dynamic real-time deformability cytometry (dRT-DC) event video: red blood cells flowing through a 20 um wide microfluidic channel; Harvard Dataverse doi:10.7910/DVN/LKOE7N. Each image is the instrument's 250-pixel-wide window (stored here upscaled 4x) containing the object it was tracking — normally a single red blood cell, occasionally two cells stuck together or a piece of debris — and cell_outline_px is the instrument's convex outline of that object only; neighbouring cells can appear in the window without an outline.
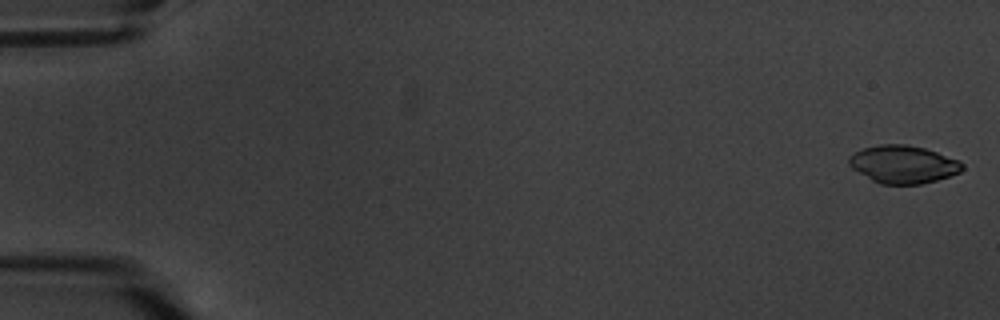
{"species": "common noctule bat (a hibernating species)", "species_latin": "Nyctalus noctula", "temperature_condition": "warm", "stored_images_in_passage": 8, "camera_frame_rate_fps": 3000, "um_per_image_px": 0.085, "animal": {"sex": "male", "body_mass_g": 20.1, "forearm_length_mm": 53.5}, "frame": {"image": 1, "passage_image": 1, "time_ms": 0.0, "image_size_px": [1000, 320], "cell_outline_px": [[964, 168], [960, 172], [936, 180], [920, 184], [880, 184], [872, 180], [852, 168], [848, 164], [848, 156], [864, 148], [880, 144], [908, 144], [924, 148], [960, 160], [964, 164]], "centroid_in_image_um": [76.77, 13.96], "position_along_channel_um": 8.2, "area_um2": 24.91}}
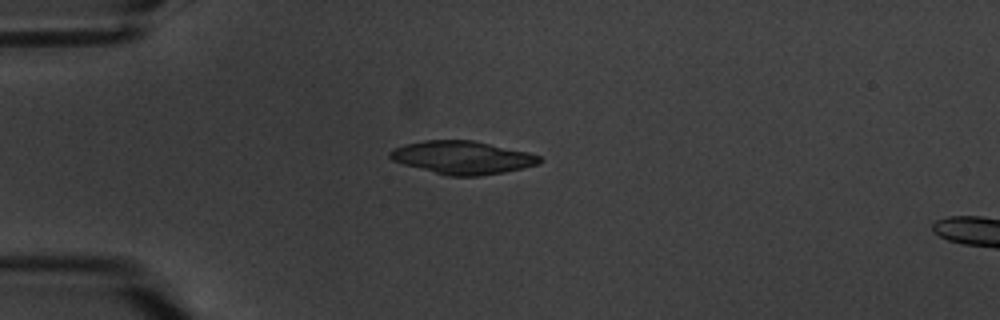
{"frame": {"image": 2, "passage_image": 5, "time_ms": 5.0, "image_size_px": [1000, 320], "cell_outline_px": [[544, 160], [540, 164], [504, 172], [476, 176], [448, 176], [404, 164], [392, 160], [388, 156], [388, 152], [404, 144], [424, 140], [472, 140], [528, 152], [540, 156]], "centroid_in_image_um": [39.32, 13.39], "position_along_channel_um": 45.7, "area_um2": 28.67}}